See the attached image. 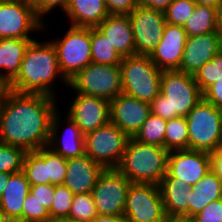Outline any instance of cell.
Returning <instances> with one entry per match:
<instances>
[{
	"label": "cell",
	"mask_w": 222,
	"mask_h": 222,
	"mask_svg": "<svg viewBox=\"0 0 222 222\" xmlns=\"http://www.w3.org/2000/svg\"><path fill=\"white\" fill-rule=\"evenodd\" d=\"M57 98L7 90L0 105V142L26 152L47 147Z\"/></svg>",
	"instance_id": "6da1fadb"
},
{
	"label": "cell",
	"mask_w": 222,
	"mask_h": 222,
	"mask_svg": "<svg viewBox=\"0 0 222 222\" xmlns=\"http://www.w3.org/2000/svg\"><path fill=\"white\" fill-rule=\"evenodd\" d=\"M58 77L68 87V80L60 71L53 43L33 40L27 47L19 73L8 84V89L20 94H42L57 98L54 83Z\"/></svg>",
	"instance_id": "7a4b0ae2"
},
{
	"label": "cell",
	"mask_w": 222,
	"mask_h": 222,
	"mask_svg": "<svg viewBox=\"0 0 222 222\" xmlns=\"http://www.w3.org/2000/svg\"><path fill=\"white\" fill-rule=\"evenodd\" d=\"M202 98L193 75L177 70L162 71L160 93L150 103L151 113L165 120L186 117Z\"/></svg>",
	"instance_id": "3957f363"
},
{
	"label": "cell",
	"mask_w": 222,
	"mask_h": 222,
	"mask_svg": "<svg viewBox=\"0 0 222 222\" xmlns=\"http://www.w3.org/2000/svg\"><path fill=\"white\" fill-rule=\"evenodd\" d=\"M168 154L164 147L140 143L130 137L117 169L132 183L159 185L167 174Z\"/></svg>",
	"instance_id": "277c9868"
},
{
	"label": "cell",
	"mask_w": 222,
	"mask_h": 222,
	"mask_svg": "<svg viewBox=\"0 0 222 222\" xmlns=\"http://www.w3.org/2000/svg\"><path fill=\"white\" fill-rule=\"evenodd\" d=\"M120 70L122 93L147 103L160 93L162 70L155 66L149 55L123 57Z\"/></svg>",
	"instance_id": "5b68a950"
},
{
	"label": "cell",
	"mask_w": 222,
	"mask_h": 222,
	"mask_svg": "<svg viewBox=\"0 0 222 222\" xmlns=\"http://www.w3.org/2000/svg\"><path fill=\"white\" fill-rule=\"evenodd\" d=\"M188 149L212 153L222 144V109L202 98L186 115Z\"/></svg>",
	"instance_id": "8992f818"
},
{
	"label": "cell",
	"mask_w": 222,
	"mask_h": 222,
	"mask_svg": "<svg viewBox=\"0 0 222 222\" xmlns=\"http://www.w3.org/2000/svg\"><path fill=\"white\" fill-rule=\"evenodd\" d=\"M68 86L77 93L111 101L122 93L120 65L91 62L68 80Z\"/></svg>",
	"instance_id": "52a82bcc"
},
{
	"label": "cell",
	"mask_w": 222,
	"mask_h": 222,
	"mask_svg": "<svg viewBox=\"0 0 222 222\" xmlns=\"http://www.w3.org/2000/svg\"><path fill=\"white\" fill-rule=\"evenodd\" d=\"M61 38L51 40L53 43L61 73L70 80L92 62L91 58V27L68 28Z\"/></svg>",
	"instance_id": "ba28073f"
},
{
	"label": "cell",
	"mask_w": 222,
	"mask_h": 222,
	"mask_svg": "<svg viewBox=\"0 0 222 222\" xmlns=\"http://www.w3.org/2000/svg\"><path fill=\"white\" fill-rule=\"evenodd\" d=\"M85 154L105 169L117 168L130 137L112 122L84 135Z\"/></svg>",
	"instance_id": "9c48e42d"
},
{
	"label": "cell",
	"mask_w": 222,
	"mask_h": 222,
	"mask_svg": "<svg viewBox=\"0 0 222 222\" xmlns=\"http://www.w3.org/2000/svg\"><path fill=\"white\" fill-rule=\"evenodd\" d=\"M123 216L128 222H168L159 185L131 183Z\"/></svg>",
	"instance_id": "30bf717a"
},
{
	"label": "cell",
	"mask_w": 222,
	"mask_h": 222,
	"mask_svg": "<svg viewBox=\"0 0 222 222\" xmlns=\"http://www.w3.org/2000/svg\"><path fill=\"white\" fill-rule=\"evenodd\" d=\"M46 26L35 14L31 0H0V39H35L29 34L44 31Z\"/></svg>",
	"instance_id": "8fae6325"
},
{
	"label": "cell",
	"mask_w": 222,
	"mask_h": 222,
	"mask_svg": "<svg viewBox=\"0 0 222 222\" xmlns=\"http://www.w3.org/2000/svg\"><path fill=\"white\" fill-rule=\"evenodd\" d=\"M131 183L117 168L104 169L91 191L97 213L123 216Z\"/></svg>",
	"instance_id": "7c38bea8"
},
{
	"label": "cell",
	"mask_w": 222,
	"mask_h": 222,
	"mask_svg": "<svg viewBox=\"0 0 222 222\" xmlns=\"http://www.w3.org/2000/svg\"><path fill=\"white\" fill-rule=\"evenodd\" d=\"M129 18L136 55H150L160 42L166 26L164 11L138 5Z\"/></svg>",
	"instance_id": "4fadbf2b"
},
{
	"label": "cell",
	"mask_w": 222,
	"mask_h": 222,
	"mask_svg": "<svg viewBox=\"0 0 222 222\" xmlns=\"http://www.w3.org/2000/svg\"><path fill=\"white\" fill-rule=\"evenodd\" d=\"M211 170L210 153L197 150L171 151L167 159V177L196 185Z\"/></svg>",
	"instance_id": "5bb4252c"
},
{
	"label": "cell",
	"mask_w": 222,
	"mask_h": 222,
	"mask_svg": "<svg viewBox=\"0 0 222 222\" xmlns=\"http://www.w3.org/2000/svg\"><path fill=\"white\" fill-rule=\"evenodd\" d=\"M76 93L69 106L68 116L83 135L110 122V101L101 97Z\"/></svg>",
	"instance_id": "9a60e30c"
},
{
	"label": "cell",
	"mask_w": 222,
	"mask_h": 222,
	"mask_svg": "<svg viewBox=\"0 0 222 222\" xmlns=\"http://www.w3.org/2000/svg\"><path fill=\"white\" fill-rule=\"evenodd\" d=\"M151 114L150 103L124 93L110 101V122L129 137H134Z\"/></svg>",
	"instance_id": "2e32d148"
},
{
	"label": "cell",
	"mask_w": 222,
	"mask_h": 222,
	"mask_svg": "<svg viewBox=\"0 0 222 222\" xmlns=\"http://www.w3.org/2000/svg\"><path fill=\"white\" fill-rule=\"evenodd\" d=\"M187 38L183 26L166 23L160 42L149 55L150 59L162 71L178 70Z\"/></svg>",
	"instance_id": "e0dca14e"
},
{
	"label": "cell",
	"mask_w": 222,
	"mask_h": 222,
	"mask_svg": "<svg viewBox=\"0 0 222 222\" xmlns=\"http://www.w3.org/2000/svg\"><path fill=\"white\" fill-rule=\"evenodd\" d=\"M58 110L59 109H57L52 118L47 147L65 159L83 156L85 154V137L80 128L68 115H66L64 119L65 122L63 121V125L64 123L66 124L63 127L64 134L59 136V129L62 130L60 127L62 126V121Z\"/></svg>",
	"instance_id": "ac0fdd59"
},
{
	"label": "cell",
	"mask_w": 222,
	"mask_h": 222,
	"mask_svg": "<svg viewBox=\"0 0 222 222\" xmlns=\"http://www.w3.org/2000/svg\"><path fill=\"white\" fill-rule=\"evenodd\" d=\"M222 49L218 31L187 38L179 69L182 73L194 75Z\"/></svg>",
	"instance_id": "d6986e66"
},
{
	"label": "cell",
	"mask_w": 222,
	"mask_h": 222,
	"mask_svg": "<svg viewBox=\"0 0 222 222\" xmlns=\"http://www.w3.org/2000/svg\"><path fill=\"white\" fill-rule=\"evenodd\" d=\"M104 169L102 165L95 162L87 154L80 157L68 158L63 185L74 195L90 193Z\"/></svg>",
	"instance_id": "ffe728a7"
},
{
	"label": "cell",
	"mask_w": 222,
	"mask_h": 222,
	"mask_svg": "<svg viewBox=\"0 0 222 222\" xmlns=\"http://www.w3.org/2000/svg\"><path fill=\"white\" fill-rule=\"evenodd\" d=\"M96 28L122 57L136 55L129 15L110 14Z\"/></svg>",
	"instance_id": "44dd1931"
},
{
	"label": "cell",
	"mask_w": 222,
	"mask_h": 222,
	"mask_svg": "<svg viewBox=\"0 0 222 222\" xmlns=\"http://www.w3.org/2000/svg\"><path fill=\"white\" fill-rule=\"evenodd\" d=\"M159 188L167 218L189 220V190L191 186L178 178L165 175Z\"/></svg>",
	"instance_id": "7402d4cb"
},
{
	"label": "cell",
	"mask_w": 222,
	"mask_h": 222,
	"mask_svg": "<svg viewBox=\"0 0 222 222\" xmlns=\"http://www.w3.org/2000/svg\"><path fill=\"white\" fill-rule=\"evenodd\" d=\"M30 183L23 171L11 174L0 198V207L11 222H22V208Z\"/></svg>",
	"instance_id": "603a6c76"
},
{
	"label": "cell",
	"mask_w": 222,
	"mask_h": 222,
	"mask_svg": "<svg viewBox=\"0 0 222 222\" xmlns=\"http://www.w3.org/2000/svg\"><path fill=\"white\" fill-rule=\"evenodd\" d=\"M33 40L35 39H0V80L7 85L19 73L27 47Z\"/></svg>",
	"instance_id": "cb8c5ba5"
},
{
	"label": "cell",
	"mask_w": 222,
	"mask_h": 222,
	"mask_svg": "<svg viewBox=\"0 0 222 222\" xmlns=\"http://www.w3.org/2000/svg\"><path fill=\"white\" fill-rule=\"evenodd\" d=\"M65 14L75 27H97L110 15L104 0H70Z\"/></svg>",
	"instance_id": "d4e9b609"
},
{
	"label": "cell",
	"mask_w": 222,
	"mask_h": 222,
	"mask_svg": "<svg viewBox=\"0 0 222 222\" xmlns=\"http://www.w3.org/2000/svg\"><path fill=\"white\" fill-rule=\"evenodd\" d=\"M222 198V181L210 170L189 190V220L210 202Z\"/></svg>",
	"instance_id": "484cf974"
},
{
	"label": "cell",
	"mask_w": 222,
	"mask_h": 222,
	"mask_svg": "<svg viewBox=\"0 0 222 222\" xmlns=\"http://www.w3.org/2000/svg\"><path fill=\"white\" fill-rule=\"evenodd\" d=\"M23 172L30 185L50 184V178H48V147L26 152L23 161Z\"/></svg>",
	"instance_id": "4316f807"
},
{
	"label": "cell",
	"mask_w": 222,
	"mask_h": 222,
	"mask_svg": "<svg viewBox=\"0 0 222 222\" xmlns=\"http://www.w3.org/2000/svg\"><path fill=\"white\" fill-rule=\"evenodd\" d=\"M183 29L188 37L216 32V8L196 4L191 17L186 21Z\"/></svg>",
	"instance_id": "83f0119b"
},
{
	"label": "cell",
	"mask_w": 222,
	"mask_h": 222,
	"mask_svg": "<svg viewBox=\"0 0 222 222\" xmlns=\"http://www.w3.org/2000/svg\"><path fill=\"white\" fill-rule=\"evenodd\" d=\"M91 58L103 65H120L123 59L96 27H91Z\"/></svg>",
	"instance_id": "f1b7e54d"
},
{
	"label": "cell",
	"mask_w": 222,
	"mask_h": 222,
	"mask_svg": "<svg viewBox=\"0 0 222 222\" xmlns=\"http://www.w3.org/2000/svg\"><path fill=\"white\" fill-rule=\"evenodd\" d=\"M164 148L169 152L188 149V124L186 117L167 120Z\"/></svg>",
	"instance_id": "f546056e"
},
{
	"label": "cell",
	"mask_w": 222,
	"mask_h": 222,
	"mask_svg": "<svg viewBox=\"0 0 222 222\" xmlns=\"http://www.w3.org/2000/svg\"><path fill=\"white\" fill-rule=\"evenodd\" d=\"M166 124L167 120L151 113L133 138L140 143L164 147Z\"/></svg>",
	"instance_id": "4dcf8cb0"
},
{
	"label": "cell",
	"mask_w": 222,
	"mask_h": 222,
	"mask_svg": "<svg viewBox=\"0 0 222 222\" xmlns=\"http://www.w3.org/2000/svg\"><path fill=\"white\" fill-rule=\"evenodd\" d=\"M193 77L202 93L217 82L222 77V49L209 62L200 67Z\"/></svg>",
	"instance_id": "1f68e13d"
},
{
	"label": "cell",
	"mask_w": 222,
	"mask_h": 222,
	"mask_svg": "<svg viewBox=\"0 0 222 222\" xmlns=\"http://www.w3.org/2000/svg\"><path fill=\"white\" fill-rule=\"evenodd\" d=\"M26 151L18 146L0 142V173H18L23 171Z\"/></svg>",
	"instance_id": "d6a6232c"
},
{
	"label": "cell",
	"mask_w": 222,
	"mask_h": 222,
	"mask_svg": "<svg viewBox=\"0 0 222 222\" xmlns=\"http://www.w3.org/2000/svg\"><path fill=\"white\" fill-rule=\"evenodd\" d=\"M97 215V209L91 192L74 195L69 217L79 222H92Z\"/></svg>",
	"instance_id": "836d02e7"
},
{
	"label": "cell",
	"mask_w": 222,
	"mask_h": 222,
	"mask_svg": "<svg viewBox=\"0 0 222 222\" xmlns=\"http://www.w3.org/2000/svg\"><path fill=\"white\" fill-rule=\"evenodd\" d=\"M196 2L194 0H174L165 10L166 23L184 26L191 17Z\"/></svg>",
	"instance_id": "e575fe53"
},
{
	"label": "cell",
	"mask_w": 222,
	"mask_h": 222,
	"mask_svg": "<svg viewBox=\"0 0 222 222\" xmlns=\"http://www.w3.org/2000/svg\"><path fill=\"white\" fill-rule=\"evenodd\" d=\"M49 210L30 192L26 195L22 208V222H48Z\"/></svg>",
	"instance_id": "d590c367"
},
{
	"label": "cell",
	"mask_w": 222,
	"mask_h": 222,
	"mask_svg": "<svg viewBox=\"0 0 222 222\" xmlns=\"http://www.w3.org/2000/svg\"><path fill=\"white\" fill-rule=\"evenodd\" d=\"M74 194L64 185H54V199L49 210L51 218L68 216Z\"/></svg>",
	"instance_id": "8d00e7d4"
},
{
	"label": "cell",
	"mask_w": 222,
	"mask_h": 222,
	"mask_svg": "<svg viewBox=\"0 0 222 222\" xmlns=\"http://www.w3.org/2000/svg\"><path fill=\"white\" fill-rule=\"evenodd\" d=\"M67 169V159L48 148V178L50 184L63 185Z\"/></svg>",
	"instance_id": "74e56055"
},
{
	"label": "cell",
	"mask_w": 222,
	"mask_h": 222,
	"mask_svg": "<svg viewBox=\"0 0 222 222\" xmlns=\"http://www.w3.org/2000/svg\"><path fill=\"white\" fill-rule=\"evenodd\" d=\"M190 220L192 222H222V198L210 202Z\"/></svg>",
	"instance_id": "f35d334b"
},
{
	"label": "cell",
	"mask_w": 222,
	"mask_h": 222,
	"mask_svg": "<svg viewBox=\"0 0 222 222\" xmlns=\"http://www.w3.org/2000/svg\"><path fill=\"white\" fill-rule=\"evenodd\" d=\"M35 14L43 22L44 15L54 11L56 7H60L65 12L68 8L70 0H31Z\"/></svg>",
	"instance_id": "ab89813d"
},
{
	"label": "cell",
	"mask_w": 222,
	"mask_h": 222,
	"mask_svg": "<svg viewBox=\"0 0 222 222\" xmlns=\"http://www.w3.org/2000/svg\"><path fill=\"white\" fill-rule=\"evenodd\" d=\"M30 193L33 194L48 210H50L54 199V185H30Z\"/></svg>",
	"instance_id": "60d3db41"
},
{
	"label": "cell",
	"mask_w": 222,
	"mask_h": 222,
	"mask_svg": "<svg viewBox=\"0 0 222 222\" xmlns=\"http://www.w3.org/2000/svg\"><path fill=\"white\" fill-rule=\"evenodd\" d=\"M109 14L129 15L137 6V0H104Z\"/></svg>",
	"instance_id": "b9f144b4"
},
{
	"label": "cell",
	"mask_w": 222,
	"mask_h": 222,
	"mask_svg": "<svg viewBox=\"0 0 222 222\" xmlns=\"http://www.w3.org/2000/svg\"><path fill=\"white\" fill-rule=\"evenodd\" d=\"M203 98L222 109V77L203 92Z\"/></svg>",
	"instance_id": "7bdbcfd3"
},
{
	"label": "cell",
	"mask_w": 222,
	"mask_h": 222,
	"mask_svg": "<svg viewBox=\"0 0 222 222\" xmlns=\"http://www.w3.org/2000/svg\"><path fill=\"white\" fill-rule=\"evenodd\" d=\"M211 156V170L222 181V144H220Z\"/></svg>",
	"instance_id": "ee69618b"
},
{
	"label": "cell",
	"mask_w": 222,
	"mask_h": 222,
	"mask_svg": "<svg viewBox=\"0 0 222 222\" xmlns=\"http://www.w3.org/2000/svg\"><path fill=\"white\" fill-rule=\"evenodd\" d=\"M174 0H137L138 5L164 11Z\"/></svg>",
	"instance_id": "f6af8a7d"
},
{
	"label": "cell",
	"mask_w": 222,
	"mask_h": 222,
	"mask_svg": "<svg viewBox=\"0 0 222 222\" xmlns=\"http://www.w3.org/2000/svg\"><path fill=\"white\" fill-rule=\"evenodd\" d=\"M92 222H128L124 216L98 214Z\"/></svg>",
	"instance_id": "bcb514c9"
},
{
	"label": "cell",
	"mask_w": 222,
	"mask_h": 222,
	"mask_svg": "<svg viewBox=\"0 0 222 222\" xmlns=\"http://www.w3.org/2000/svg\"><path fill=\"white\" fill-rule=\"evenodd\" d=\"M216 14H217V31L219 35L221 36V40H222V1L216 8Z\"/></svg>",
	"instance_id": "7dc6e473"
},
{
	"label": "cell",
	"mask_w": 222,
	"mask_h": 222,
	"mask_svg": "<svg viewBox=\"0 0 222 222\" xmlns=\"http://www.w3.org/2000/svg\"><path fill=\"white\" fill-rule=\"evenodd\" d=\"M11 173L1 172L0 173V198L4 192V188L7 185L8 179L10 177Z\"/></svg>",
	"instance_id": "c3c4849f"
},
{
	"label": "cell",
	"mask_w": 222,
	"mask_h": 222,
	"mask_svg": "<svg viewBox=\"0 0 222 222\" xmlns=\"http://www.w3.org/2000/svg\"><path fill=\"white\" fill-rule=\"evenodd\" d=\"M196 4L217 8L222 0H194Z\"/></svg>",
	"instance_id": "681fc988"
},
{
	"label": "cell",
	"mask_w": 222,
	"mask_h": 222,
	"mask_svg": "<svg viewBox=\"0 0 222 222\" xmlns=\"http://www.w3.org/2000/svg\"><path fill=\"white\" fill-rule=\"evenodd\" d=\"M48 222H79L69 216L50 218Z\"/></svg>",
	"instance_id": "f907efd6"
},
{
	"label": "cell",
	"mask_w": 222,
	"mask_h": 222,
	"mask_svg": "<svg viewBox=\"0 0 222 222\" xmlns=\"http://www.w3.org/2000/svg\"><path fill=\"white\" fill-rule=\"evenodd\" d=\"M7 90H8V85L2 80H0V105L3 99V96Z\"/></svg>",
	"instance_id": "816d5d0a"
},
{
	"label": "cell",
	"mask_w": 222,
	"mask_h": 222,
	"mask_svg": "<svg viewBox=\"0 0 222 222\" xmlns=\"http://www.w3.org/2000/svg\"><path fill=\"white\" fill-rule=\"evenodd\" d=\"M0 222H11V221L6 217V215L3 213V211L1 210V207H0Z\"/></svg>",
	"instance_id": "f5cc1de1"
},
{
	"label": "cell",
	"mask_w": 222,
	"mask_h": 222,
	"mask_svg": "<svg viewBox=\"0 0 222 222\" xmlns=\"http://www.w3.org/2000/svg\"><path fill=\"white\" fill-rule=\"evenodd\" d=\"M168 222H192V221L187 219H169Z\"/></svg>",
	"instance_id": "db71d44e"
}]
</instances>
